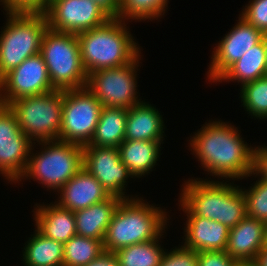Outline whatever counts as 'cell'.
Here are the masks:
<instances>
[{"label":"cell","instance_id":"1","mask_svg":"<svg viewBox=\"0 0 267 266\" xmlns=\"http://www.w3.org/2000/svg\"><path fill=\"white\" fill-rule=\"evenodd\" d=\"M190 136L188 147L204 171L225 180H242L254 171L255 148L229 122L208 121Z\"/></svg>","mask_w":267,"mask_h":266},{"label":"cell","instance_id":"2","mask_svg":"<svg viewBox=\"0 0 267 266\" xmlns=\"http://www.w3.org/2000/svg\"><path fill=\"white\" fill-rule=\"evenodd\" d=\"M184 182L178 202L186 216L205 217L223 223L229 229L247 216L242 187L233 182L202 178Z\"/></svg>","mask_w":267,"mask_h":266},{"label":"cell","instance_id":"3","mask_svg":"<svg viewBox=\"0 0 267 266\" xmlns=\"http://www.w3.org/2000/svg\"><path fill=\"white\" fill-rule=\"evenodd\" d=\"M144 201L136 195L119 203L103 239L104 250L116 252L133 244L155 240L165 233L169 222L166 209Z\"/></svg>","mask_w":267,"mask_h":266},{"label":"cell","instance_id":"4","mask_svg":"<svg viewBox=\"0 0 267 266\" xmlns=\"http://www.w3.org/2000/svg\"><path fill=\"white\" fill-rule=\"evenodd\" d=\"M124 20L110 18L100 27L77 35L82 64L89 75L130 63L141 51Z\"/></svg>","mask_w":267,"mask_h":266},{"label":"cell","instance_id":"5","mask_svg":"<svg viewBox=\"0 0 267 266\" xmlns=\"http://www.w3.org/2000/svg\"><path fill=\"white\" fill-rule=\"evenodd\" d=\"M35 144L19 181L34 179L43 188L58 191L83 167V146L79 144L60 140L37 142L41 150L34 153Z\"/></svg>","mask_w":267,"mask_h":266},{"label":"cell","instance_id":"6","mask_svg":"<svg viewBox=\"0 0 267 266\" xmlns=\"http://www.w3.org/2000/svg\"><path fill=\"white\" fill-rule=\"evenodd\" d=\"M0 34V80L28 57L40 53L48 28L44 13L7 12Z\"/></svg>","mask_w":267,"mask_h":266},{"label":"cell","instance_id":"7","mask_svg":"<svg viewBox=\"0 0 267 266\" xmlns=\"http://www.w3.org/2000/svg\"><path fill=\"white\" fill-rule=\"evenodd\" d=\"M40 54L55 90H71L87 85L88 74L82 64L76 34L47 28L43 34Z\"/></svg>","mask_w":267,"mask_h":266},{"label":"cell","instance_id":"8","mask_svg":"<svg viewBox=\"0 0 267 266\" xmlns=\"http://www.w3.org/2000/svg\"><path fill=\"white\" fill-rule=\"evenodd\" d=\"M22 132L33 142L54 141L60 137L63 91L19 98L9 105Z\"/></svg>","mask_w":267,"mask_h":266},{"label":"cell","instance_id":"9","mask_svg":"<svg viewBox=\"0 0 267 266\" xmlns=\"http://www.w3.org/2000/svg\"><path fill=\"white\" fill-rule=\"evenodd\" d=\"M102 104L85 86L64 90L60 137L58 140L89 144L95 134Z\"/></svg>","mask_w":267,"mask_h":266},{"label":"cell","instance_id":"10","mask_svg":"<svg viewBox=\"0 0 267 266\" xmlns=\"http://www.w3.org/2000/svg\"><path fill=\"white\" fill-rule=\"evenodd\" d=\"M141 52L128 64L97 70L88 75L86 87L93 93L102 107L129 109L142 102L137 95V72Z\"/></svg>","mask_w":267,"mask_h":266},{"label":"cell","instance_id":"11","mask_svg":"<svg viewBox=\"0 0 267 266\" xmlns=\"http://www.w3.org/2000/svg\"><path fill=\"white\" fill-rule=\"evenodd\" d=\"M34 142L27 137L9 106L0 104V174L19 183L27 169Z\"/></svg>","mask_w":267,"mask_h":266},{"label":"cell","instance_id":"12","mask_svg":"<svg viewBox=\"0 0 267 266\" xmlns=\"http://www.w3.org/2000/svg\"><path fill=\"white\" fill-rule=\"evenodd\" d=\"M43 13L48 28L76 35L100 27L110 19L92 0H54Z\"/></svg>","mask_w":267,"mask_h":266},{"label":"cell","instance_id":"13","mask_svg":"<svg viewBox=\"0 0 267 266\" xmlns=\"http://www.w3.org/2000/svg\"><path fill=\"white\" fill-rule=\"evenodd\" d=\"M55 90L47 66L40 53L28 57L0 80V104Z\"/></svg>","mask_w":267,"mask_h":266},{"label":"cell","instance_id":"14","mask_svg":"<svg viewBox=\"0 0 267 266\" xmlns=\"http://www.w3.org/2000/svg\"><path fill=\"white\" fill-rule=\"evenodd\" d=\"M83 168L102 185L109 195L130 199L125 195L128 178H134L120 160L118 148L83 146Z\"/></svg>","mask_w":267,"mask_h":266},{"label":"cell","instance_id":"15","mask_svg":"<svg viewBox=\"0 0 267 266\" xmlns=\"http://www.w3.org/2000/svg\"><path fill=\"white\" fill-rule=\"evenodd\" d=\"M238 18L236 25L213 48L212 60L207 71L209 82H215L232 64L263 39L262 31L240 15Z\"/></svg>","mask_w":267,"mask_h":266},{"label":"cell","instance_id":"16","mask_svg":"<svg viewBox=\"0 0 267 266\" xmlns=\"http://www.w3.org/2000/svg\"><path fill=\"white\" fill-rule=\"evenodd\" d=\"M57 192L60 196L55 202L72 212L102 202L110 196L96 178L83 167Z\"/></svg>","mask_w":267,"mask_h":266},{"label":"cell","instance_id":"17","mask_svg":"<svg viewBox=\"0 0 267 266\" xmlns=\"http://www.w3.org/2000/svg\"><path fill=\"white\" fill-rule=\"evenodd\" d=\"M184 226V246L202 251H225L228 243L229 228L223 223L205 217L187 216Z\"/></svg>","mask_w":267,"mask_h":266},{"label":"cell","instance_id":"18","mask_svg":"<svg viewBox=\"0 0 267 266\" xmlns=\"http://www.w3.org/2000/svg\"><path fill=\"white\" fill-rule=\"evenodd\" d=\"M266 223L246 216L230 228L225 252L238 262L254 261L263 248Z\"/></svg>","mask_w":267,"mask_h":266},{"label":"cell","instance_id":"19","mask_svg":"<svg viewBox=\"0 0 267 266\" xmlns=\"http://www.w3.org/2000/svg\"><path fill=\"white\" fill-rule=\"evenodd\" d=\"M53 203L44 205L43 202L35 205V211L33 210L35 228L45 237L64 244L76 235L75 215L69 209L59 206L56 202Z\"/></svg>","mask_w":267,"mask_h":266},{"label":"cell","instance_id":"20","mask_svg":"<svg viewBox=\"0 0 267 266\" xmlns=\"http://www.w3.org/2000/svg\"><path fill=\"white\" fill-rule=\"evenodd\" d=\"M165 124L158 109L142 102L128 109L125 140H146L163 142Z\"/></svg>","mask_w":267,"mask_h":266},{"label":"cell","instance_id":"21","mask_svg":"<svg viewBox=\"0 0 267 266\" xmlns=\"http://www.w3.org/2000/svg\"><path fill=\"white\" fill-rule=\"evenodd\" d=\"M123 199L110 195L102 202L74 212L76 234L97 240H103L108 225Z\"/></svg>","mask_w":267,"mask_h":266},{"label":"cell","instance_id":"22","mask_svg":"<svg viewBox=\"0 0 267 266\" xmlns=\"http://www.w3.org/2000/svg\"><path fill=\"white\" fill-rule=\"evenodd\" d=\"M161 142L146 140H124L117 148L120 160L134 178L152 172L161 155Z\"/></svg>","mask_w":267,"mask_h":266},{"label":"cell","instance_id":"23","mask_svg":"<svg viewBox=\"0 0 267 266\" xmlns=\"http://www.w3.org/2000/svg\"><path fill=\"white\" fill-rule=\"evenodd\" d=\"M267 76L264 40L249 49L237 62L232 64L216 81L245 83Z\"/></svg>","mask_w":267,"mask_h":266},{"label":"cell","instance_id":"24","mask_svg":"<svg viewBox=\"0 0 267 266\" xmlns=\"http://www.w3.org/2000/svg\"><path fill=\"white\" fill-rule=\"evenodd\" d=\"M128 109L102 107L91 146L117 148L125 140Z\"/></svg>","mask_w":267,"mask_h":266},{"label":"cell","instance_id":"25","mask_svg":"<svg viewBox=\"0 0 267 266\" xmlns=\"http://www.w3.org/2000/svg\"><path fill=\"white\" fill-rule=\"evenodd\" d=\"M34 229L23 249L24 266H63L64 244Z\"/></svg>","mask_w":267,"mask_h":266},{"label":"cell","instance_id":"26","mask_svg":"<svg viewBox=\"0 0 267 266\" xmlns=\"http://www.w3.org/2000/svg\"><path fill=\"white\" fill-rule=\"evenodd\" d=\"M163 235L155 240L133 244L116 251L119 266H159L166 251L159 243Z\"/></svg>","mask_w":267,"mask_h":266},{"label":"cell","instance_id":"27","mask_svg":"<svg viewBox=\"0 0 267 266\" xmlns=\"http://www.w3.org/2000/svg\"><path fill=\"white\" fill-rule=\"evenodd\" d=\"M103 251V240L76 234L64 243L63 266H85Z\"/></svg>","mask_w":267,"mask_h":266},{"label":"cell","instance_id":"28","mask_svg":"<svg viewBox=\"0 0 267 266\" xmlns=\"http://www.w3.org/2000/svg\"><path fill=\"white\" fill-rule=\"evenodd\" d=\"M168 0H120L118 19L128 21H152L164 15ZM155 18V19H154Z\"/></svg>","mask_w":267,"mask_h":266},{"label":"cell","instance_id":"29","mask_svg":"<svg viewBox=\"0 0 267 266\" xmlns=\"http://www.w3.org/2000/svg\"><path fill=\"white\" fill-rule=\"evenodd\" d=\"M241 104L251 117L267 119V76L240 86Z\"/></svg>","mask_w":267,"mask_h":266},{"label":"cell","instance_id":"30","mask_svg":"<svg viewBox=\"0 0 267 266\" xmlns=\"http://www.w3.org/2000/svg\"><path fill=\"white\" fill-rule=\"evenodd\" d=\"M250 189H242L249 217L267 224V180L258 177Z\"/></svg>","mask_w":267,"mask_h":266},{"label":"cell","instance_id":"31","mask_svg":"<svg viewBox=\"0 0 267 266\" xmlns=\"http://www.w3.org/2000/svg\"><path fill=\"white\" fill-rule=\"evenodd\" d=\"M240 16L264 34L267 33V0H250Z\"/></svg>","mask_w":267,"mask_h":266},{"label":"cell","instance_id":"32","mask_svg":"<svg viewBox=\"0 0 267 266\" xmlns=\"http://www.w3.org/2000/svg\"><path fill=\"white\" fill-rule=\"evenodd\" d=\"M159 266H198V252L184 245L165 251Z\"/></svg>","mask_w":267,"mask_h":266},{"label":"cell","instance_id":"33","mask_svg":"<svg viewBox=\"0 0 267 266\" xmlns=\"http://www.w3.org/2000/svg\"><path fill=\"white\" fill-rule=\"evenodd\" d=\"M237 262L225 251L198 252V266H235Z\"/></svg>","mask_w":267,"mask_h":266},{"label":"cell","instance_id":"34","mask_svg":"<svg viewBox=\"0 0 267 266\" xmlns=\"http://www.w3.org/2000/svg\"><path fill=\"white\" fill-rule=\"evenodd\" d=\"M5 12L43 13V0H0Z\"/></svg>","mask_w":267,"mask_h":266},{"label":"cell","instance_id":"35","mask_svg":"<svg viewBox=\"0 0 267 266\" xmlns=\"http://www.w3.org/2000/svg\"><path fill=\"white\" fill-rule=\"evenodd\" d=\"M255 148V159H254V171L247 177L259 176L261 179L267 180V146L263 145Z\"/></svg>","mask_w":267,"mask_h":266},{"label":"cell","instance_id":"36","mask_svg":"<svg viewBox=\"0 0 267 266\" xmlns=\"http://www.w3.org/2000/svg\"><path fill=\"white\" fill-rule=\"evenodd\" d=\"M85 266H119V260L115 252L104 250L97 258Z\"/></svg>","mask_w":267,"mask_h":266},{"label":"cell","instance_id":"37","mask_svg":"<svg viewBox=\"0 0 267 266\" xmlns=\"http://www.w3.org/2000/svg\"><path fill=\"white\" fill-rule=\"evenodd\" d=\"M110 18H118L120 11V0H92Z\"/></svg>","mask_w":267,"mask_h":266},{"label":"cell","instance_id":"38","mask_svg":"<svg viewBox=\"0 0 267 266\" xmlns=\"http://www.w3.org/2000/svg\"><path fill=\"white\" fill-rule=\"evenodd\" d=\"M254 262L256 266H267V249L262 248L257 254Z\"/></svg>","mask_w":267,"mask_h":266},{"label":"cell","instance_id":"39","mask_svg":"<svg viewBox=\"0 0 267 266\" xmlns=\"http://www.w3.org/2000/svg\"><path fill=\"white\" fill-rule=\"evenodd\" d=\"M235 266H256V263L254 261H242L237 262Z\"/></svg>","mask_w":267,"mask_h":266},{"label":"cell","instance_id":"40","mask_svg":"<svg viewBox=\"0 0 267 266\" xmlns=\"http://www.w3.org/2000/svg\"><path fill=\"white\" fill-rule=\"evenodd\" d=\"M263 40H264V47H265V52H266V66H267V33L264 34Z\"/></svg>","mask_w":267,"mask_h":266},{"label":"cell","instance_id":"41","mask_svg":"<svg viewBox=\"0 0 267 266\" xmlns=\"http://www.w3.org/2000/svg\"><path fill=\"white\" fill-rule=\"evenodd\" d=\"M263 248L267 249V224L265 226Z\"/></svg>","mask_w":267,"mask_h":266},{"label":"cell","instance_id":"42","mask_svg":"<svg viewBox=\"0 0 267 266\" xmlns=\"http://www.w3.org/2000/svg\"><path fill=\"white\" fill-rule=\"evenodd\" d=\"M54 0H43V12L45 11L48 4H50Z\"/></svg>","mask_w":267,"mask_h":266}]
</instances>
